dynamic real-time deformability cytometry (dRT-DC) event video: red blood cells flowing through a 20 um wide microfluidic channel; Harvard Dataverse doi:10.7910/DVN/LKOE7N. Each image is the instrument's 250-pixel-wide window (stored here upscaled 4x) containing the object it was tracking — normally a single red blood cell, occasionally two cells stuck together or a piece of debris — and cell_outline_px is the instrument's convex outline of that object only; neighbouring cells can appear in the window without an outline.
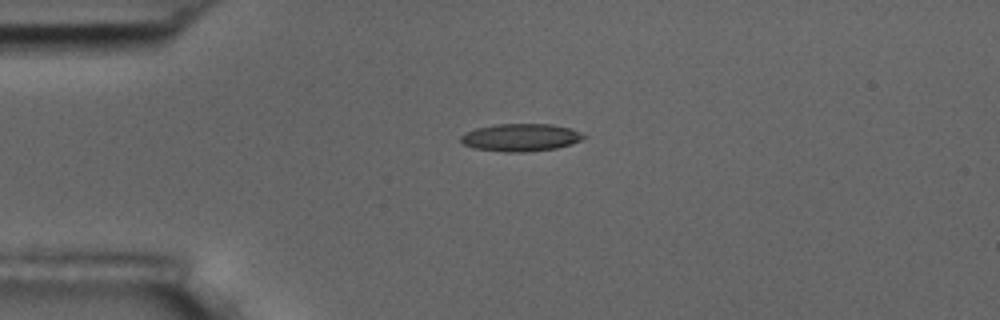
{"species": "common noctule bat (a hibernating species)", "species_latin": "Nyctalus noctula", "temperature_condition": "room temperature", "stored_images_in_passage": 3, "camera_frame_rate_fps": 3000, "um_per_image_px": 0.085, "animal": {"sex": "male", "body_mass_g": 17.5, "forearm_length_mm": 52.3}, "frame": {"image": 1, "passage_image": 1, "time_ms": 0.0, "image_size_px": [1000, 320], "cell_outline_px": [[588, 136], [572, 144], [556, 148], [524, 152], [504, 152], [472, 148], [464, 144], [460, 140], [460, 136], [476, 128], [496, 124], [552, 124], [572, 128]], "centroid_in_image_um": [44.28, 11.68], "position_along_channel_um": 40.7, "area_um2": 19.83}}